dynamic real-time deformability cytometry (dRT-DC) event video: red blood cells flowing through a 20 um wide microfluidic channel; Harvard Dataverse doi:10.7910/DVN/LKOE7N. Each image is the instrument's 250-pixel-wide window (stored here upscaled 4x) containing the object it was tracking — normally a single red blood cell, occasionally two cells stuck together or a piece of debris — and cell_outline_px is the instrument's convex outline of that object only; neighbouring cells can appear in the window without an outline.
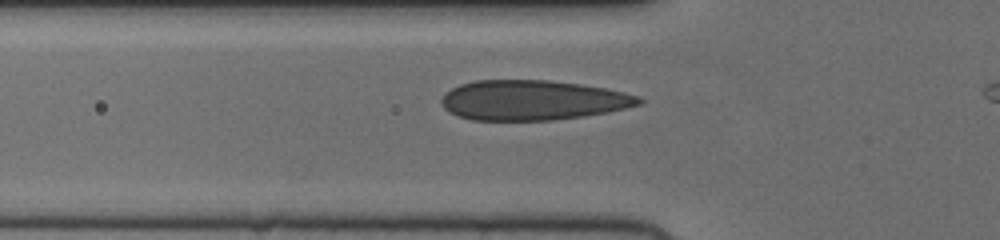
{"species": "human", "species_latin": "Homo sapiens", "temperature_condition": "cold", "stored_images_in_passage": 38, "camera_frame_rate_fps": 3000, "um_per_image_px": 0.085, "donor": {"sex": "female"}, "frame": {"image": 1, "passage_image": 9, "time_ms": 2.667, "image_size_px": [1000, 240], "cell_outline_px": [[644, 100], [640, 104], [628, 108], [608, 112], [584, 116], [552, 120], [472, 120], [448, 112], [444, 108], [440, 100], [444, 92], [460, 84], [476, 80], [548, 80], [580, 84], [604, 88], [624, 92], [640, 96]], "centroid_in_image_um": [45.27, 8.51], "position_along_channel_um": 80.5, "area_um2": 46.12}}
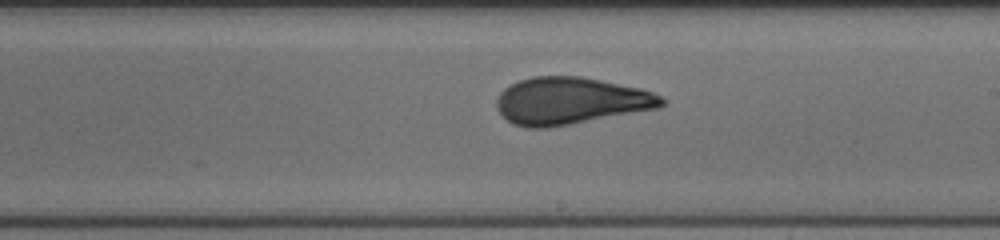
{"frame": {"image": 2, "passage_image": 21, "time_ms": 6.667, "image_size_px": [1000, 240], "cell_outline_px": [[664, 104], [660, 108], [548, 128], [528, 128], [512, 124], [496, 108], [496, 100], [500, 92], [504, 88], [520, 80], [532, 76], [580, 76], [640, 88], [652, 92], [660, 96], [664, 100]], "centroid_in_image_um": [48.48, 8.58], "position_along_channel_um": 240.5, "area_um2": 45.2}}
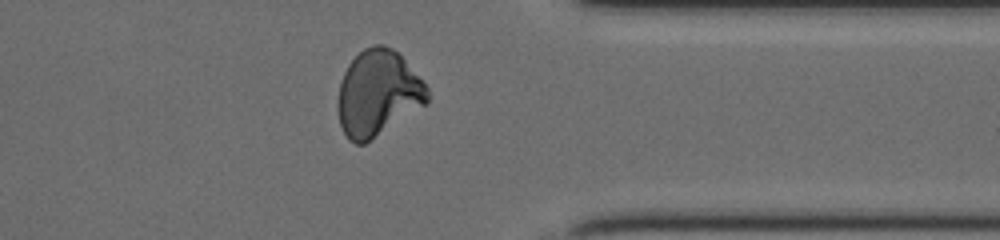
{"frame": {"image": 3, "passage_image": 32, "time_ms": 10.333, "image_size_px": [1000, 240], "cell_outline_px": [[428, 104], [364, 144], [356, 144], [348, 140], [340, 124], [340, 84], [344, 72], [348, 64], [364, 48], [372, 44], [384, 44], [392, 48], [404, 60], [428, 88]], "centroid_in_image_um": [32.15, 7.93], "position_along_channel_um": 379.3, "area_um2": 44.16}}